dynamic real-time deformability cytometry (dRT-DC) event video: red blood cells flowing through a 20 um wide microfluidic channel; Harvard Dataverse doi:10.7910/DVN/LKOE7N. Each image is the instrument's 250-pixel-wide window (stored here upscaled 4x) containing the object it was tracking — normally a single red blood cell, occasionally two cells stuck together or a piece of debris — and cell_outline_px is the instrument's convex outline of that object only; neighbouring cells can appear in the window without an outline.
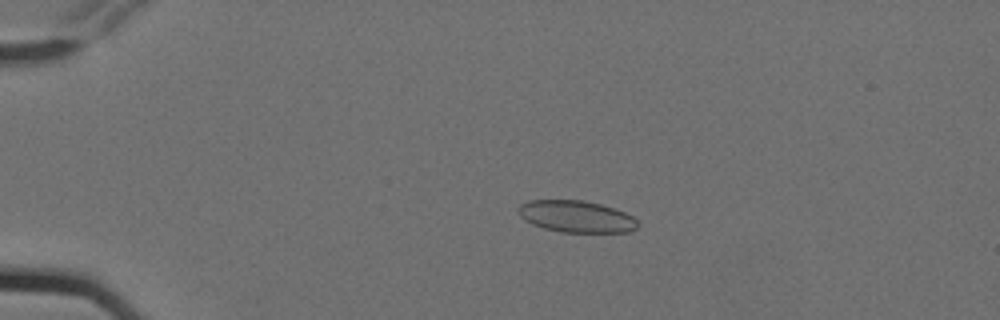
{"species": "Egyptian fruit bat (a non-hibernating species)", "species_latin": "Rousettus aegyptiacus", "temperature_condition": "cold", "stored_images_in_passage": 9, "camera_frame_rate_fps": 3000, "um_per_image_px": 0.085, "animal": {"sex": "female"}, "frame": {"image": 1, "passage_image": 4, "time_ms": 1.0, "image_size_px": [1000, 320], "cell_outline_px": [[640, 224], [632, 232], [560, 232], [544, 228], [532, 224], [524, 220], [520, 216], [516, 208], [520, 204], [528, 200], [584, 200], [600, 204], [624, 212], [632, 216]], "centroid_in_image_um": [48.96, 18.4], "position_along_channel_um": 36.0, "area_um2": 22.25}}
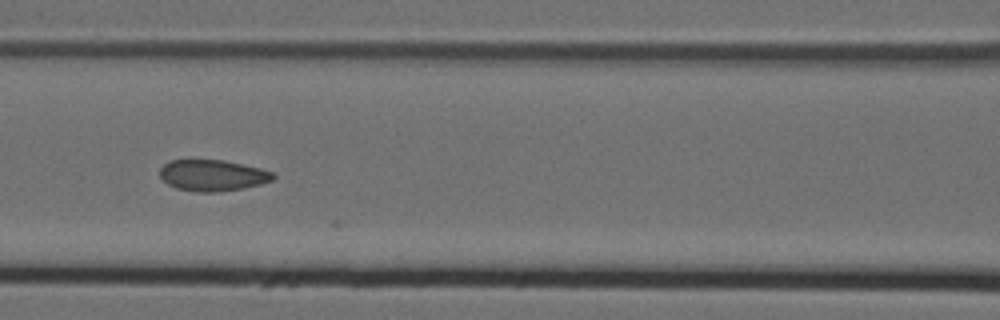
{"frame": {"image": 2, "passage_image": 8, "time_ms": 2.333, "image_size_px": [1000, 320], "cell_outline_px": [[276, 176], [272, 180], [260, 184], [244, 188], [216, 192], [196, 192], [176, 188], [168, 184], [160, 176], [160, 168], [168, 160], [224, 160], [260, 168], [272, 172]], "centroid_in_image_um": [18.06, 14.9], "position_along_channel_um": 148.5, "area_um2": 20.58}}
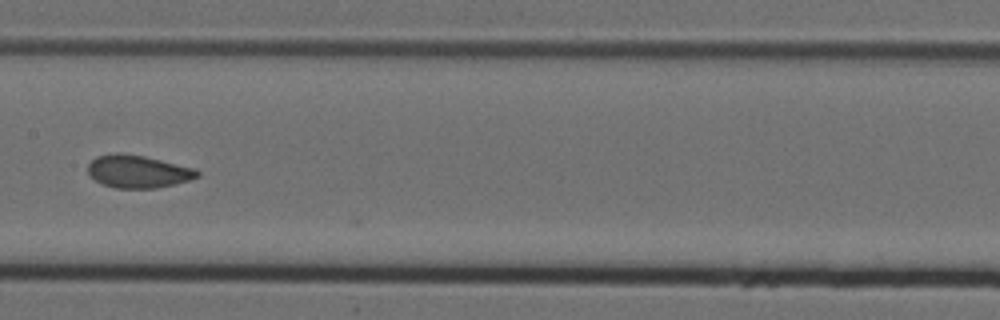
{"frame": {"image": 3, "passage_image": 9, "time_ms": 2.667, "image_size_px": [1000, 320], "cell_outline_px": [[200, 176], [188, 180], [156, 188], [116, 188], [104, 184], [96, 180], [88, 172], [88, 164], [96, 156], [116, 152], [120, 152], [144, 156], [196, 168], [200, 172]], "centroid_in_image_um": [11.74, 14.56], "position_along_channel_um": 195.7, "area_um2": 20.75}}